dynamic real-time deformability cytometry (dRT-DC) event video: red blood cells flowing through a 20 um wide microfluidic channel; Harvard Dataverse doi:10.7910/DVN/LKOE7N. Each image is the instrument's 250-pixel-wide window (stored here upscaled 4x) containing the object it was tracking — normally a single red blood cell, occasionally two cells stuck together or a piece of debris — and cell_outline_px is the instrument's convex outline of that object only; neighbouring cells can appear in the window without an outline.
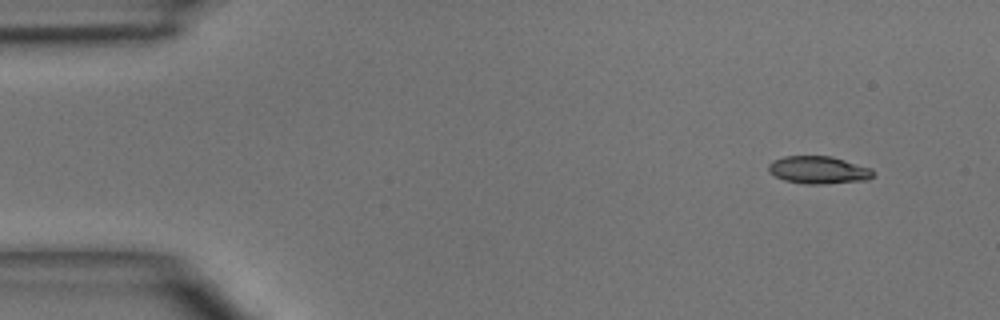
{"species": "common noctule bat (a hibernating species)", "species_latin": "Nyctalus noctula", "temperature_condition": "room temperature", "stored_images_in_passage": 6, "camera_frame_rate_fps": 3000, "um_per_image_px": 0.085, "animal": {"sex": "male", "body_mass_g": 15.6}, "frame": {"image": 1, "passage_image": 1, "time_ms": 0.0, "image_size_px": [1000, 320], "cell_outline_px": [[872, 176], [868, 180], [824, 184], [808, 184], [784, 180], [768, 172], [768, 164], [772, 160], [784, 156], [832, 156], [872, 168]], "centroid_in_image_um": [69.55, 14.44], "position_along_channel_um": 15.4, "area_um2": 16.88}}
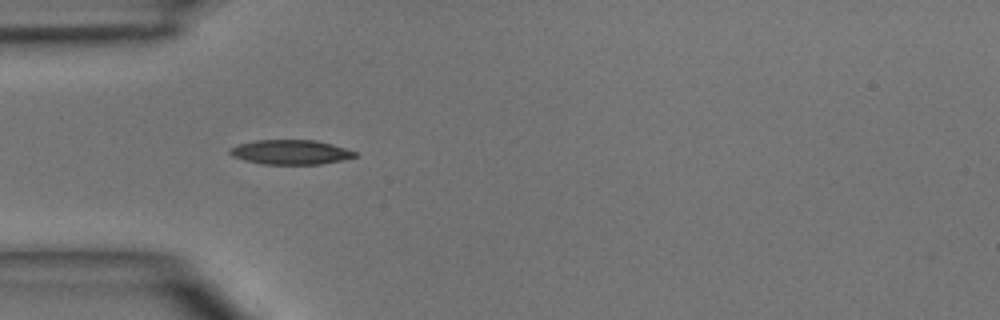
{"frame": {"image": 2, "passage_image": 3, "time_ms": 3.333, "image_size_px": [1000, 320], "cell_outline_px": [[356, 156], [340, 160], [320, 164], [260, 164], [244, 160], [232, 156], [228, 152], [228, 148], [240, 144], [256, 140], [316, 140], [332, 144], [356, 152]], "centroid_in_image_um": [24.64, 12.93], "position_along_channel_um": 60.4, "area_um2": 17.8}}
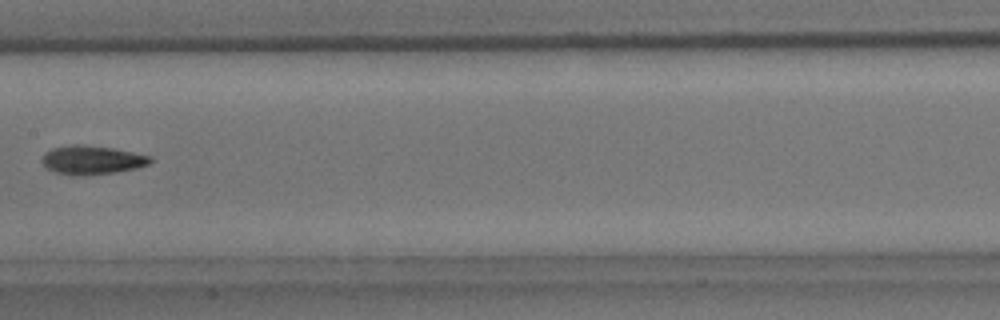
{"frame": {"image": 3, "passage_image": 6, "time_ms": 6.667, "image_size_px": [1000, 320], "cell_outline_px": [[152, 160], [148, 164], [136, 168], [116, 172], [84, 176], [72, 176], [56, 172], [48, 168], [40, 160], [44, 152], [52, 148], [72, 144], [76, 144], [112, 148], [152, 156]], "centroid_in_image_um": [7.79, 13.6], "position_along_channel_um": 199.6, "area_um2": 18.21}}